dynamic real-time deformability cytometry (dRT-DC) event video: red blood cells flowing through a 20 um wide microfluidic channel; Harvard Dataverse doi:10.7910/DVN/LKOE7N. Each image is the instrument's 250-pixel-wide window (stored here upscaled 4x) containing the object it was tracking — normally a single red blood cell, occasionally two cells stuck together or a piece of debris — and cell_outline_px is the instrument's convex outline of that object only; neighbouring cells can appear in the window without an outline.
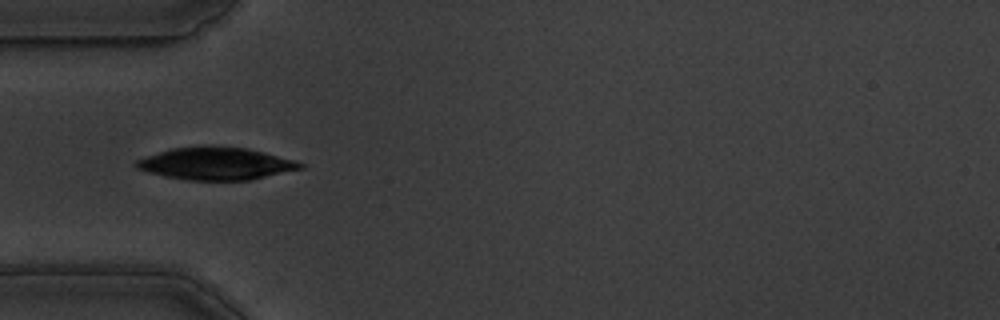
{"species": "common noctule bat (a hibernating species)", "species_latin": "Nyctalus noctula", "temperature_condition": "warm", "stored_images_in_passage": 40, "camera_frame_rate_fps": 3000, "um_per_image_px": 0.085, "animal": {"sex": "male", "body_mass_g": 19.5, "forearm_length_mm": 54.6}, "frame": {"image": 1, "passage_image": 1, "time_ms": 0.0, "image_size_px": [1000, 320], "cell_outline_px": [[304, 168], [248, 180], [188, 180], [164, 176], [148, 172], [136, 168], [132, 164], [136, 160], [172, 148], [204, 144], [208, 144], [248, 148], [264, 152], [292, 160], [304, 164]], "centroid_in_image_um": [18.31, 13.88], "position_along_channel_um": 66.7, "area_um2": 31.15}}
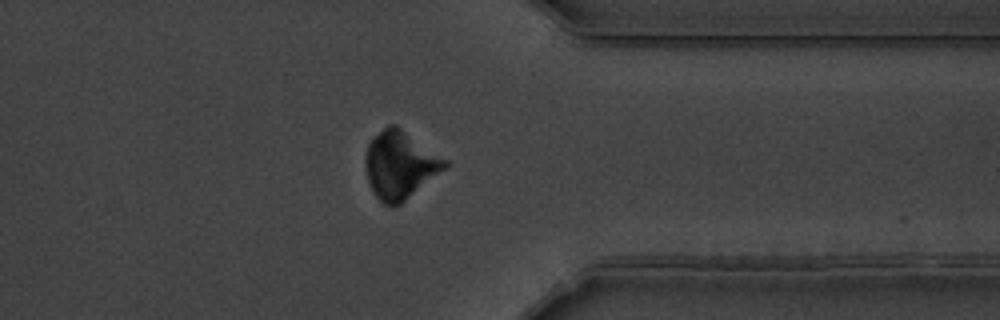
{"frame": {"image": 2, "passage_image": 28, "time_ms": 9.0, "image_size_px": [1000, 320], "cell_outline_px": [[452, 164], [400, 204], [392, 208], [384, 204], [376, 196], [368, 180], [364, 168], [364, 156], [368, 144], [372, 136], [388, 124], [396, 124], [448, 160]], "centroid_in_image_um": [34.0, 14.0], "position_along_channel_um": 377.4, "area_um2": 31.79}}
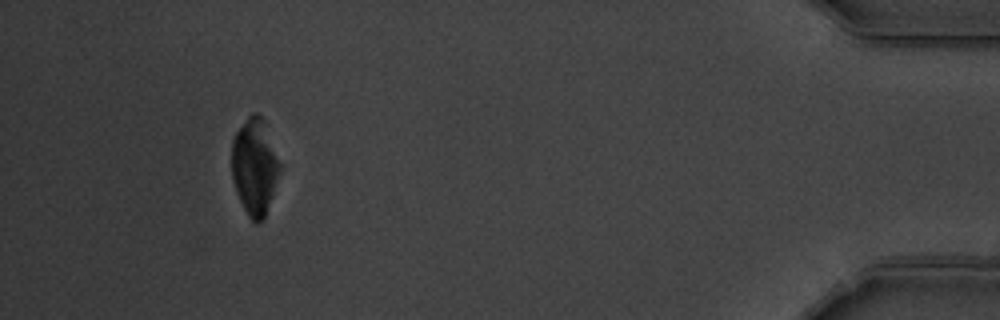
{"frame": {"image": 3, "passage_image": 36, "time_ms": 11.667, "image_size_px": [1000, 320], "cell_outline_px": [[280, 172], [264, 220], [256, 224], [248, 216], [236, 192], [232, 180], [232, 140], [236, 132], [248, 116], [252, 112], [256, 112], [264, 120], [280, 164]], "centroid_in_image_um": [21.63, 14.18], "position_along_channel_um": 413.6, "area_um2": 26.93}}